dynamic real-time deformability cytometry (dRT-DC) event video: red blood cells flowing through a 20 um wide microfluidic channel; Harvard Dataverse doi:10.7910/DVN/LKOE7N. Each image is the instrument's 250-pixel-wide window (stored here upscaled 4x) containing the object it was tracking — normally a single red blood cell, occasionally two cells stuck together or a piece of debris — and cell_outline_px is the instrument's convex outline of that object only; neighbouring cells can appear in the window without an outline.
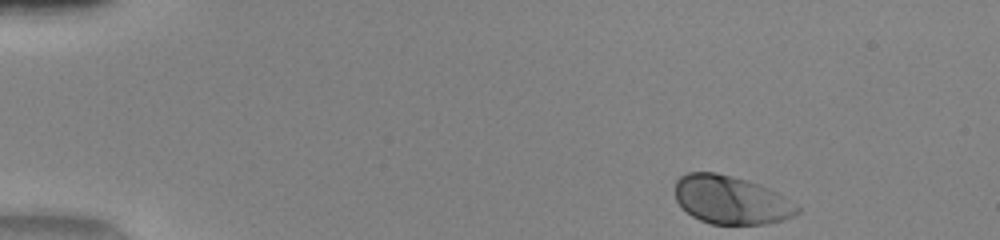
{"species": "human", "species_latin": "Homo sapiens", "temperature_condition": "warm", "stored_images_in_passage": 45, "camera_frame_rate_fps": 3000, "um_per_image_px": 0.085, "donor": {"sex": "female"}, "frame": {"image": 1, "passage_image": 1, "time_ms": 0.0, "image_size_px": [1000, 240], "cell_outline_px": [[800, 212], [784, 220], [764, 224], [712, 224], [700, 220], [692, 216], [676, 200], [676, 180], [680, 176], [688, 172], [716, 172], [748, 180], [768, 188], [784, 196], [800, 208]], "centroid_in_image_um": [62.14, 16.99], "position_along_channel_um": 22.9, "area_um2": 34.28}}
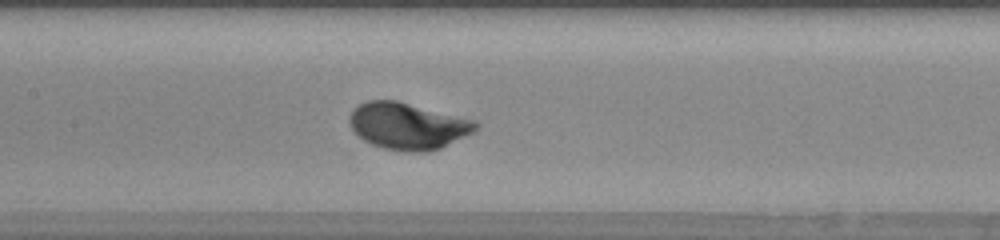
{"frame": {"image": 2, "passage_image": 20, "time_ms": 6.333, "image_size_px": [1000, 240], "cell_outline_px": [[480, 124], [472, 132], [440, 148], [428, 152], [408, 152], [384, 148], [372, 144], [356, 136], [348, 124], [348, 116], [360, 104], [368, 100], [396, 100], [472, 120]], "centroid_in_image_um": [34.59, 10.72], "position_along_channel_um": 172.8, "area_um2": 33.99}}
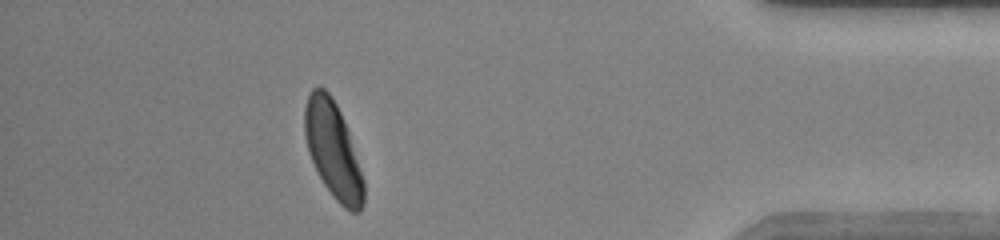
{"frame": {"image": 3, "passage_image": 40, "time_ms": 13.0, "image_size_px": [1000, 240], "cell_outline_px": [[364, 204], [360, 212], [352, 212], [344, 208], [332, 196], [324, 184], [308, 152], [304, 136], [304, 108], [308, 96], [312, 88], [320, 84], [332, 96], [344, 120], [364, 180]], "centroid_in_image_um": [28.29, 12.74], "position_along_channel_um": 406.9, "area_um2": 33.06}, "authors_computed_cell_mechanics": {"area_um2": 33.4084, "velocity_mm_per_s": 4.0913, "shape_relaxation_time_tau1_ms": 2.0963, "shape_relaxation_time_tau2_ms": null, "deformation_change_tau1": 0.1612, "deformation_change_tau2": null}}